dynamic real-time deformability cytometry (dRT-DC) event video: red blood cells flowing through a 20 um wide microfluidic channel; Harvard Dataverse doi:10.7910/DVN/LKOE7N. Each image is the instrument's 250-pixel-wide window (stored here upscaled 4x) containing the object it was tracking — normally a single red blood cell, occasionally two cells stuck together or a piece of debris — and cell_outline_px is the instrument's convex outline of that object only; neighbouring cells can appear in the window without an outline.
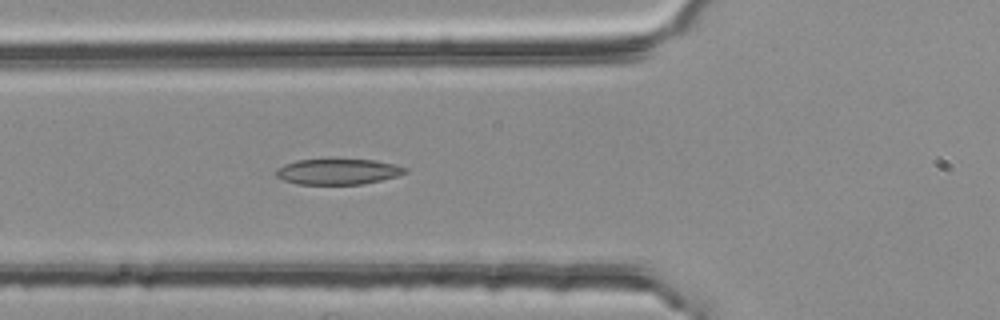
{"species": "common noctule bat (a hibernating species)", "species_latin": "Nyctalus noctula", "temperature_condition": "room temperature", "stored_images_in_passage": 45, "camera_frame_rate_fps": 3000, "um_per_image_px": 0.085, "animal": {"sex": "female", "body_mass_g": 25.1}, "frame": {"image": 1, "passage_image": 11, "time_ms": 3.333, "image_size_px": [1000, 320], "cell_outline_px": [[408, 172], [396, 176], [364, 184], [296, 184], [284, 180], [276, 176], [276, 168], [284, 164], [296, 160], [376, 160], [396, 164], [408, 168]], "centroid_in_image_um": [28.74, 14.59], "position_along_channel_um": 97.1, "area_um2": 19.25}}
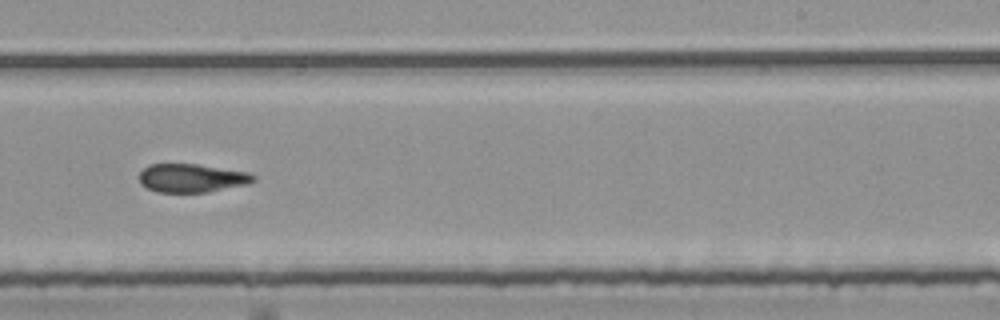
{"frame": {"image": 2, "passage_image": 25, "time_ms": 8.0, "image_size_px": [1000, 320], "cell_outline_px": [[256, 180], [248, 184], [208, 192], [156, 192], [140, 184], [140, 172], [148, 164], [196, 164], [248, 172], [256, 176]], "centroid_in_image_um": [16.31, 15.14], "position_along_channel_um": 272.7, "area_um2": 18.96}}
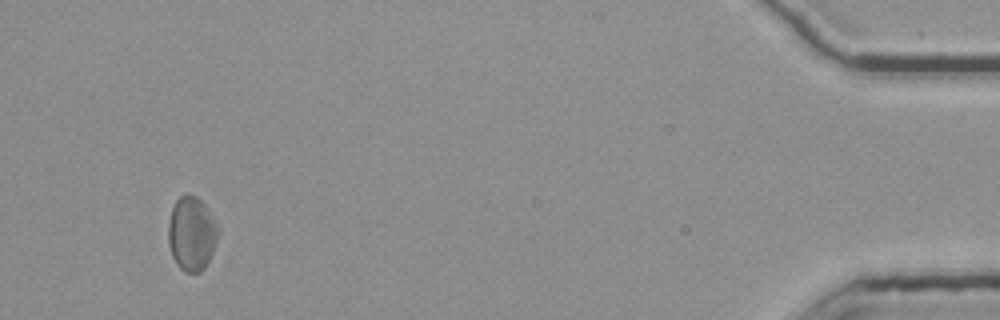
{"frame": {"image": 3, "passage_image": 43, "time_ms": 14.0, "image_size_px": [1000, 320], "cell_outline_px": [[220, 232], [212, 252], [204, 268], [200, 272], [184, 272], [176, 264], [172, 256], [168, 244], [168, 224], [172, 208], [176, 200], [184, 192], [188, 192], [196, 196], [208, 208]], "centroid_in_image_um": [16.27, 19.83], "position_along_channel_um": 418.9, "area_um2": 21.68}, "authors_computed_cell_mechanics": {"area_um2": 20.1722, "velocity_mm_per_s": 3.7571, "shape_relaxation_time_tau1_ms": null, "shape_relaxation_time_tau2_ms": 2.2775, "deformation_change_tau1": null, "deformation_change_tau2": 0.0916}}